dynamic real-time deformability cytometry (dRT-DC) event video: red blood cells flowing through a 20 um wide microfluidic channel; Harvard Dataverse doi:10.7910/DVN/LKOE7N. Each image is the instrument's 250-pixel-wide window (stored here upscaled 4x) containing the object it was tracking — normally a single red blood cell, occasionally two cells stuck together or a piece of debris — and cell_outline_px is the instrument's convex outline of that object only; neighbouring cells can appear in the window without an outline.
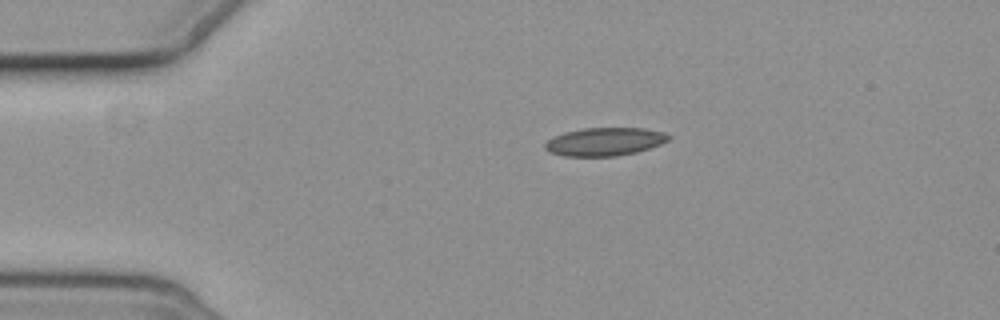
{"species": "common noctule bat (a hibernating species)", "species_latin": "Nyctalus noctula", "temperature_condition": "cold", "stored_images_in_passage": 3, "camera_frame_rate_fps": 3000, "um_per_image_px": 0.085, "animal": {"sex": "female", "body_mass_g": 19.3, "forearm_length_mm": 54.1}, "frame": {"image": 1, "passage_image": 1, "time_ms": 0.0, "image_size_px": [1000, 320], "cell_outline_px": [[672, 136], [668, 140], [660, 144], [636, 152], [616, 156], [564, 156], [548, 152], [544, 148], [544, 144], [548, 140], [564, 132], [584, 128], [644, 128], [664, 132]], "centroid_in_image_um": [51.39, 12.04], "position_along_channel_um": 33.6, "area_um2": 20.23}}
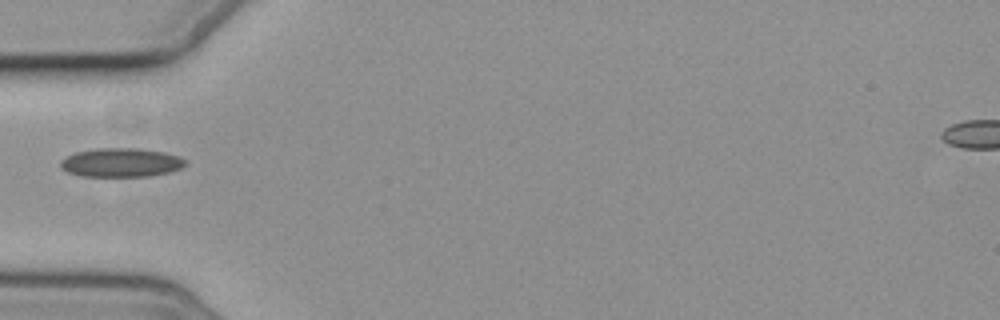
{"frame": {"image": 2, "passage_image": 3, "time_ms": 2.333, "image_size_px": [1000, 320], "cell_outline_px": [[188, 164], [180, 168], [168, 172], [148, 176], [80, 176], [68, 172], [60, 168], [60, 160], [64, 156], [76, 152], [96, 148], [140, 148], [164, 152], [180, 156], [188, 160]], "centroid_in_image_um": [10.29, 13.8], "position_along_channel_um": 74.7, "area_um2": 21.27}}